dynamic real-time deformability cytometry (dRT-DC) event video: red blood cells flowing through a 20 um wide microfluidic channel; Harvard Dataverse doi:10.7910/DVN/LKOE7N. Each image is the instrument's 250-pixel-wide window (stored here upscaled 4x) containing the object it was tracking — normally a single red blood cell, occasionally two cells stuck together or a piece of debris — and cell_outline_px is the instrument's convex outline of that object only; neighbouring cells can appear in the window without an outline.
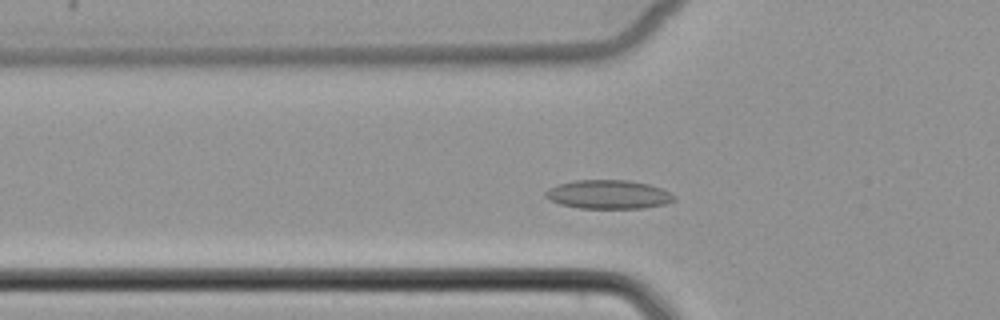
{"species": "common noctule bat (a hibernating species)", "species_latin": "Nyctalus noctula", "temperature_condition": "cold", "stored_images_in_passage": 45, "camera_frame_rate_fps": 3000, "um_per_image_px": 0.085, "animal": {"sex": "female", "body_mass_g": 22.7, "forearm_length_mm": 54.2}, "frame": {"image": 1, "passage_image": 11, "time_ms": 3.333, "image_size_px": [1000, 320], "cell_outline_px": [[676, 200], [664, 204], [644, 208], [580, 208], [560, 204], [544, 196], [544, 192], [548, 188], [556, 184], [576, 180], [628, 180], [648, 184], [660, 188], [676, 196]], "centroid_in_image_um": [51.69, 16.52], "position_along_channel_um": 74.1, "area_um2": 21.56}}
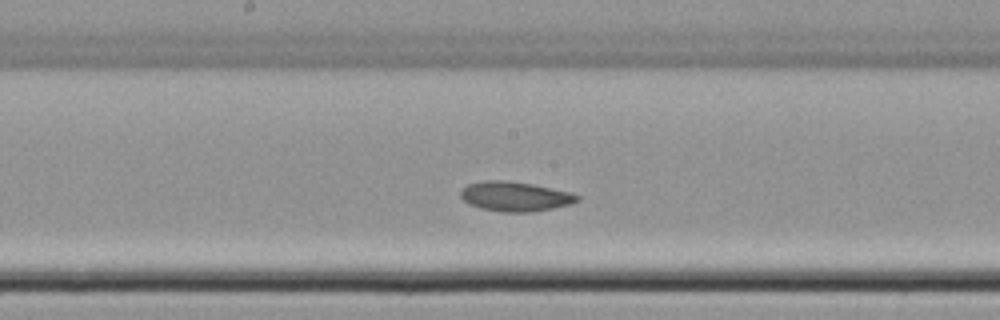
{"frame": {"image": 2, "passage_image": 21, "time_ms": 6.667, "image_size_px": [1000, 320], "cell_outline_px": [[580, 200], [572, 204], [532, 212], [504, 212], [480, 208], [468, 204], [460, 196], [460, 192], [468, 184], [484, 180], [504, 180], [532, 184], [568, 192], [580, 196]], "centroid_in_image_um": [43.77, 16.7], "position_along_channel_um": 204.4, "area_um2": 20.06}}
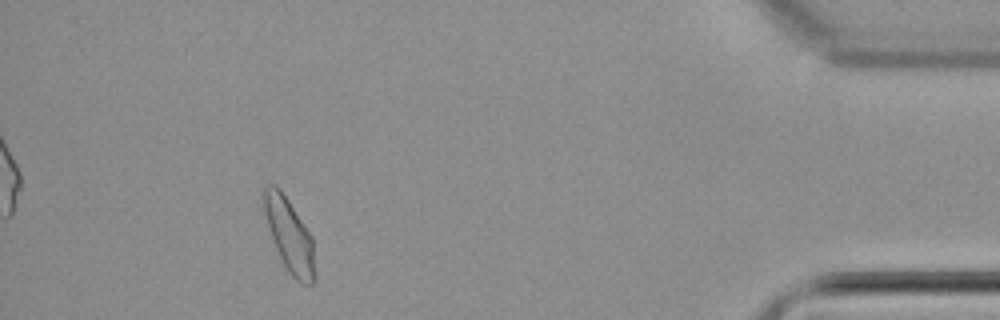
{"frame": {"image": 3, "passage_image": 41, "time_ms": 13.333, "image_size_px": [1000, 320], "cell_outline_px": [[316, 280], [312, 284], [304, 284], [296, 280], [288, 272], [276, 248], [260, 204], [260, 192], [264, 188], [272, 184], [280, 188], [312, 236], [316, 272]], "centroid_in_image_um": [24.58, 19.97], "position_along_channel_um": 410.6, "area_um2": 22.14}}